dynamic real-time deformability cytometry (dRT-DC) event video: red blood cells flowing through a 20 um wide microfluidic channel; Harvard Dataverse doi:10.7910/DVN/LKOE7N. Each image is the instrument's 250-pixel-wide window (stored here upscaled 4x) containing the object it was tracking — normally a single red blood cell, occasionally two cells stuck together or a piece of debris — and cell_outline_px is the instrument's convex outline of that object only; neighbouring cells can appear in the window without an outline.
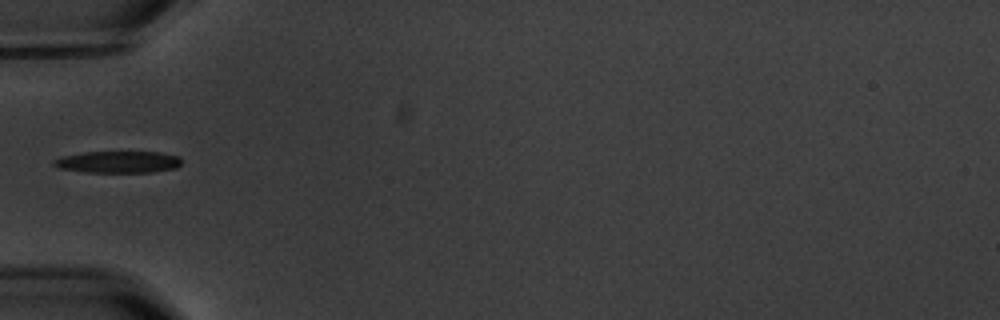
{"species": "common noctule bat (a hibernating species)", "species_latin": "Nyctalus noctula", "temperature_condition": "warm", "stored_images_in_passage": 2, "camera_frame_rate_fps": 3000, "um_per_image_px": 0.085, "animal": {"sex": "male", "body_mass_g": 20.1, "forearm_length_mm": 53.5}, "frame": {"image": 1, "passage_image": 2, "time_ms": 1.0, "image_size_px": [1000, 320], "cell_outline_px": [[180, 164], [176, 168], [152, 172], [88, 172], [60, 168], [52, 164], [52, 160], [64, 156], [84, 152], [160, 152], [180, 156]], "centroid_in_image_um": [10.06, 13.76], "position_along_channel_um": 74.9, "area_um2": 16.13}}